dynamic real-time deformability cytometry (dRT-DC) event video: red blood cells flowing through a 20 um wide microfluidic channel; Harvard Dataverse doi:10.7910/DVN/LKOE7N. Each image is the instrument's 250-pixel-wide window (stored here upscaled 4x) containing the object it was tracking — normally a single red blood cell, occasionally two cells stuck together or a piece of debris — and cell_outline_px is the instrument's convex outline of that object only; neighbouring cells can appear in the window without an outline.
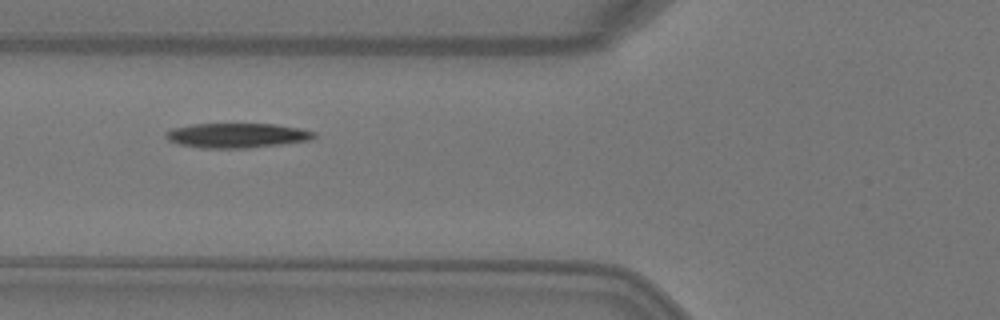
{"species": "Egyptian fruit bat (a non-hibernating species)", "species_latin": "Rousettus aegyptiacus", "temperature_condition": "warm", "stored_images_in_passage": 5, "camera_frame_rate_fps": 3000, "um_per_image_px": 0.085, "animal": {"sex": "female"}, "frame": {"image": 1, "passage_image": 2, "time_ms": 0.333, "image_size_px": [1000, 320], "cell_outline_px": [[316, 136], [308, 140], [280, 144], [248, 148], [200, 148], [180, 144], [168, 140], [164, 136], [164, 132], [172, 128], [192, 124], [276, 124], [300, 128], [316, 132]], "centroid_in_image_um": [20.1, 11.51], "position_along_channel_um": 105.7, "area_um2": 21.33}}
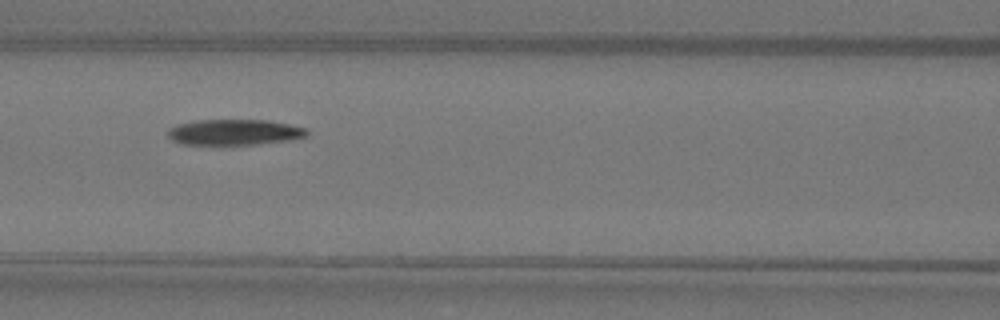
{"frame": {"image": 2, "passage_image": 3, "time_ms": 0.667, "image_size_px": [1000, 320], "cell_outline_px": [[308, 136], [292, 140], [260, 144], [220, 148], [180, 144], [172, 140], [168, 136], [168, 128], [176, 124], [196, 120], [268, 120], [308, 128]], "centroid_in_image_um": [19.88, 11.29], "position_along_channel_um": 146.7, "area_um2": 22.2}}